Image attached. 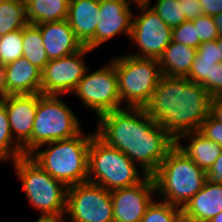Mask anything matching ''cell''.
Returning <instances> with one entry per match:
<instances>
[{
	"label": "cell",
	"mask_w": 222,
	"mask_h": 222,
	"mask_svg": "<svg viewBox=\"0 0 222 222\" xmlns=\"http://www.w3.org/2000/svg\"><path fill=\"white\" fill-rule=\"evenodd\" d=\"M41 73L23 56L5 65L4 84L8 94L41 93Z\"/></svg>",
	"instance_id": "18"
},
{
	"label": "cell",
	"mask_w": 222,
	"mask_h": 222,
	"mask_svg": "<svg viewBox=\"0 0 222 222\" xmlns=\"http://www.w3.org/2000/svg\"><path fill=\"white\" fill-rule=\"evenodd\" d=\"M217 95H222V62L212 72V97Z\"/></svg>",
	"instance_id": "36"
},
{
	"label": "cell",
	"mask_w": 222,
	"mask_h": 222,
	"mask_svg": "<svg viewBox=\"0 0 222 222\" xmlns=\"http://www.w3.org/2000/svg\"><path fill=\"white\" fill-rule=\"evenodd\" d=\"M27 24L25 0L0 1V37Z\"/></svg>",
	"instance_id": "24"
},
{
	"label": "cell",
	"mask_w": 222,
	"mask_h": 222,
	"mask_svg": "<svg viewBox=\"0 0 222 222\" xmlns=\"http://www.w3.org/2000/svg\"><path fill=\"white\" fill-rule=\"evenodd\" d=\"M35 222H63V217L58 216H39Z\"/></svg>",
	"instance_id": "39"
},
{
	"label": "cell",
	"mask_w": 222,
	"mask_h": 222,
	"mask_svg": "<svg viewBox=\"0 0 222 222\" xmlns=\"http://www.w3.org/2000/svg\"><path fill=\"white\" fill-rule=\"evenodd\" d=\"M96 135L152 175L175 145V139L142 107H125L98 117Z\"/></svg>",
	"instance_id": "1"
},
{
	"label": "cell",
	"mask_w": 222,
	"mask_h": 222,
	"mask_svg": "<svg viewBox=\"0 0 222 222\" xmlns=\"http://www.w3.org/2000/svg\"><path fill=\"white\" fill-rule=\"evenodd\" d=\"M197 55V48L171 41L158 59L162 75L187 77Z\"/></svg>",
	"instance_id": "21"
},
{
	"label": "cell",
	"mask_w": 222,
	"mask_h": 222,
	"mask_svg": "<svg viewBox=\"0 0 222 222\" xmlns=\"http://www.w3.org/2000/svg\"><path fill=\"white\" fill-rule=\"evenodd\" d=\"M208 222H222V212L218 213L216 216H214Z\"/></svg>",
	"instance_id": "42"
},
{
	"label": "cell",
	"mask_w": 222,
	"mask_h": 222,
	"mask_svg": "<svg viewBox=\"0 0 222 222\" xmlns=\"http://www.w3.org/2000/svg\"><path fill=\"white\" fill-rule=\"evenodd\" d=\"M131 4V0H100V21L95 36L85 46L94 51L119 33L129 38L134 15Z\"/></svg>",
	"instance_id": "13"
},
{
	"label": "cell",
	"mask_w": 222,
	"mask_h": 222,
	"mask_svg": "<svg viewBox=\"0 0 222 222\" xmlns=\"http://www.w3.org/2000/svg\"><path fill=\"white\" fill-rule=\"evenodd\" d=\"M9 96L5 84L4 78H0V103H2Z\"/></svg>",
	"instance_id": "41"
},
{
	"label": "cell",
	"mask_w": 222,
	"mask_h": 222,
	"mask_svg": "<svg viewBox=\"0 0 222 222\" xmlns=\"http://www.w3.org/2000/svg\"><path fill=\"white\" fill-rule=\"evenodd\" d=\"M218 63L208 60H195L186 78L190 81L202 85L208 90L212 97V72Z\"/></svg>",
	"instance_id": "29"
},
{
	"label": "cell",
	"mask_w": 222,
	"mask_h": 222,
	"mask_svg": "<svg viewBox=\"0 0 222 222\" xmlns=\"http://www.w3.org/2000/svg\"><path fill=\"white\" fill-rule=\"evenodd\" d=\"M195 60H208L214 63L222 62V51L220 46H217L216 41L202 43L197 48V55Z\"/></svg>",
	"instance_id": "33"
},
{
	"label": "cell",
	"mask_w": 222,
	"mask_h": 222,
	"mask_svg": "<svg viewBox=\"0 0 222 222\" xmlns=\"http://www.w3.org/2000/svg\"><path fill=\"white\" fill-rule=\"evenodd\" d=\"M222 212V183L206 180L203 188L182 208L183 221L208 222Z\"/></svg>",
	"instance_id": "17"
},
{
	"label": "cell",
	"mask_w": 222,
	"mask_h": 222,
	"mask_svg": "<svg viewBox=\"0 0 222 222\" xmlns=\"http://www.w3.org/2000/svg\"><path fill=\"white\" fill-rule=\"evenodd\" d=\"M172 41L192 48H198L201 45L192 20H186L181 25L172 29Z\"/></svg>",
	"instance_id": "30"
},
{
	"label": "cell",
	"mask_w": 222,
	"mask_h": 222,
	"mask_svg": "<svg viewBox=\"0 0 222 222\" xmlns=\"http://www.w3.org/2000/svg\"><path fill=\"white\" fill-rule=\"evenodd\" d=\"M156 196L183 208L204 186L206 171L198 167L176 144L152 174Z\"/></svg>",
	"instance_id": "4"
},
{
	"label": "cell",
	"mask_w": 222,
	"mask_h": 222,
	"mask_svg": "<svg viewBox=\"0 0 222 222\" xmlns=\"http://www.w3.org/2000/svg\"><path fill=\"white\" fill-rule=\"evenodd\" d=\"M21 182L26 199L40 216L64 217L68 187L53 178L29 155L11 162Z\"/></svg>",
	"instance_id": "5"
},
{
	"label": "cell",
	"mask_w": 222,
	"mask_h": 222,
	"mask_svg": "<svg viewBox=\"0 0 222 222\" xmlns=\"http://www.w3.org/2000/svg\"><path fill=\"white\" fill-rule=\"evenodd\" d=\"M23 57L41 71L49 62L40 28L35 24L28 23L23 27Z\"/></svg>",
	"instance_id": "23"
},
{
	"label": "cell",
	"mask_w": 222,
	"mask_h": 222,
	"mask_svg": "<svg viewBox=\"0 0 222 222\" xmlns=\"http://www.w3.org/2000/svg\"><path fill=\"white\" fill-rule=\"evenodd\" d=\"M215 41L217 46H220V50L222 51V36H219Z\"/></svg>",
	"instance_id": "45"
},
{
	"label": "cell",
	"mask_w": 222,
	"mask_h": 222,
	"mask_svg": "<svg viewBox=\"0 0 222 222\" xmlns=\"http://www.w3.org/2000/svg\"><path fill=\"white\" fill-rule=\"evenodd\" d=\"M150 8L172 29L186 21L178 0H157Z\"/></svg>",
	"instance_id": "28"
},
{
	"label": "cell",
	"mask_w": 222,
	"mask_h": 222,
	"mask_svg": "<svg viewBox=\"0 0 222 222\" xmlns=\"http://www.w3.org/2000/svg\"><path fill=\"white\" fill-rule=\"evenodd\" d=\"M211 95L202 85L186 77L162 75L146 113L175 140L182 134L199 131L210 113Z\"/></svg>",
	"instance_id": "2"
},
{
	"label": "cell",
	"mask_w": 222,
	"mask_h": 222,
	"mask_svg": "<svg viewBox=\"0 0 222 222\" xmlns=\"http://www.w3.org/2000/svg\"><path fill=\"white\" fill-rule=\"evenodd\" d=\"M158 201H152L141 222H183L182 208L161 199Z\"/></svg>",
	"instance_id": "26"
},
{
	"label": "cell",
	"mask_w": 222,
	"mask_h": 222,
	"mask_svg": "<svg viewBox=\"0 0 222 222\" xmlns=\"http://www.w3.org/2000/svg\"><path fill=\"white\" fill-rule=\"evenodd\" d=\"M93 134L53 141L44 150L37 148L29 156L53 178L67 187L88 180L89 146Z\"/></svg>",
	"instance_id": "3"
},
{
	"label": "cell",
	"mask_w": 222,
	"mask_h": 222,
	"mask_svg": "<svg viewBox=\"0 0 222 222\" xmlns=\"http://www.w3.org/2000/svg\"><path fill=\"white\" fill-rule=\"evenodd\" d=\"M206 178L207 181L211 183H222V153L216 159L210 169L206 172Z\"/></svg>",
	"instance_id": "35"
},
{
	"label": "cell",
	"mask_w": 222,
	"mask_h": 222,
	"mask_svg": "<svg viewBox=\"0 0 222 222\" xmlns=\"http://www.w3.org/2000/svg\"><path fill=\"white\" fill-rule=\"evenodd\" d=\"M37 26L40 28L49 61L78 52L83 47L66 19L45 22Z\"/></svg>",
	"instance_id": "16"
},
{
	"label": "cell",
	"mask_w": 222,
	"mask_h": 222,
	"mask_svg": "<svg viewBox=\"0 0 222 222\" xmlns=\"http://www.w3.org/2000/svg\"><path fill=\"white\" fill-rule=\"evenodd\" d=\"M23 56V28L0 37V62L7 65Z\"/></svg>",
	"instance_id": "27"
},
{
	"label": "cell",
	"mask_w": 222,
	"mask_h": 222,
	"mask_svg": "<svg viewBox=\"0 0 222 222\" xmlns=\"http://www.w3.org/2000/svg\"><path fill=\"white\" fill-rule=\"evenodd\" d=\"M91 51L88 47L83 46L78 52L50 60L41 73V94H72L89 69L84 63L83 57Z\"/></svg>",
	"instance_id": "12"
},
{
	"label": "cell",
	"mask_w": 222,
	"mask_h": 222,
	"mask_svg": "<svg viewBox=\"0 0 222 222\" xmlns=\"http://www.w3.org/2000/svg\"><path fill=\"white\" fill-rule=\"evenodd\" d=\"M135 6L142 14L133 15L130 39L136 44L140 53L138 50V53L131 52L130 55L158 60L172 41V28L147 3H136Z\"/></svg>",
	"instance_id": "11"
},
{
	"label": "cell",
	"mask_w": 222,
	"mask_h": 222,
	"mask_svg": "<svg viewBox=\"0 0 222 222\" xmlns=\"http://www.w3.org/2000/svg\"><path fill=\"white\" fill-rule=\"evenodd\" d=\"M118 76V92L126 107H142L149 102L162 76L159 61L127 54L113 57Z\"/></svg>",
	"instance_id": "7"
},
{
	"label": "cell",
	"mask_w": 222,
	"mask_h": 222,
	"mask_svg": "<svg viewBox=\"0 0 222 222\" xmlns=\"http://www.w3.org/2000/svg\"><path fill=\"white\" fill-rule=\"evenodd\" d=\"M70 0H25L26 19L29 24L67 19Z\"/></svg>",
	"instance_id": "22"
},
{
	"label": "cell",
	"mask_w": 222,
	"mask_h": 222,
	"mask_svg": "<svg viewBox=\"0 0 222 222\" xmlns=\"http://www.w3.org/2000/svg\"><path fill=\"white\" fill-rule=\"evenodd\" d=\"M200 43L214 41L219 37L214 19L209 15H201L192 20Z\"/></svg>",
	"instance_id": "31"
},
{
	"label": "cell",
	"mask_w": 222,
	"mask_h": 222,
	"mask_svg": "<svg viewBox=\"0 0 222 222\" xmlns=\"http://www.w3.org/2000/svg\"><path fill=\"white\" fill-rule=\"evenodd\" d=\"M41 93L9 95L3 103L7 110L10 131L22 147L23 155L31 154V135ZM15 134V135H14Z\"/></svg>",
	"instance_id": "15"
},
{
	"label": "cell",
	"mask_w": 222,
	"mask_h": 222,
	"mask_svg": "<svg viewBox=\"0 0 222 222\" xmlns=\"http://www.w3.org/2000/svg\"><path fill=\"white\" fill-rule=\"evenodd\" d=\"M22 147L14 140L10 131L5 104L0 103V162L22 157Z\"/></svg>",
	"instance_id": "25"
},
{
	"label": "cell",
	"mask_w": 222,
	"mask_h": 222,
	"mask_svg": "<svg viewBox=\"0 0 222 222\" xmlns=\"http://www.w3.org/2000/svg\"><path fill=\"white\" fill-rule=\"evenodd\" d=\"M114 222H141L156 195L155 182L148 175L139 184L110 191Z\"/></svg>",
	"instance_id": "14"
},
{
	"label": "cell",
	"mask_w": 222,
	"mask_h": 222,
	"mask_svg": "<svg viewBox=\"0 0 222 222\" xmlns=\"http://www.w3.org/2000/svg\"><path fill=\"white\" fill-rule=\"evenodd\" d=\"M138 165L117 148L108 146L96 134L89 146L88 182L108 191L132 187L148 175L140 173ZM142 174V175H140Z\"/></svg>",
	"instance_id": "6"
},
{
	"label": "cell",
	"mask_w": 222,
	"mask_h": 222,
	"mask_svg": "<svg viewBox=\"0 0 222 222\" xmlns=\"http://www.w3.org/2000/svg\"><path fill=\"white\" fill-rule=\"evenodd\" d=\"M72 93H75L86 108L93 110L97 118L104 113L123 108L118 92V76L110 60L108 65L91 73L87 70Z\"/></svg>",
	"instance_id": "9"
},
{
	"label": "cell",
	"mask_w": 222,
	"mask_h": 222,
	"mask_svg": "<svg viewBox=\"0 0 222 222\" xmlns=\"http://www.w3.org/2000/svg\"><path fill=\"white\" fill-rule=\"evenodd\" d=\"M209 114L217 121L222 122V95L211 97Z\"/></svg>",
	"instance_id": "38"
},
{
	"label": "cell",
	"mask_w": 222,
	"mask_h": 222,
	"mask_svg": "<svg viewBox=\"0 0 222 222\" xmlns=\"http://www.w3.org/2000/svg\"><path fill=\"white\" fill-rule=\"evenodd\" d=\"M100 0H70L67 21L75 37L85 46L94 36L100 21Z\"/></svg>",
	"instance_id": "19"
},
{
	"label": "cell",
	"mask_w": 222,
	"mask_h": 222,
	"mask_svg": "<svg viewBox=\"0 0 222 222\" xmlns=\"http://www.w3.org/2000/svg\"><path fill=\"white\" fill-rule=\"evenodd\" d=\"M68 220H66L65 216L63 217V222H67ZM68 222H73V221H68Z\"/></svg>",
	"instance_id": "46"
},
{
	"label": "cell",
	"mask_w": 222,
	"mask_h": 222,
	"mask_svg": "<svg viewBox=\"0 0 222 222\" xmlns=\"http://www.w3.org/2000/svg\"><path fill=\"white\" fill-rule=\"evenodd\" d=\"M133 3H134V5L136 4V3H147L149 6H150V0H131Z\"/></svg>",
	"instance_id": "44"
},
{
	"label": "cell",
	"mask_w": 222,
	"mask_h": 222,
	"mask_svg": "<svg viewBox=\"0 0 222 222\" xmlns=\"http://www.w3.org/2000/svg\"><path fill=\"white\" fill-rule=\"evenodd\" d=\"M199 132L222 147V122L217 121L210 114L202 122Z\"/></svg>",
	"instance_id": "32"
},
{
	"label": "cell",
	"mask_w": 222,
	"mask_h": 222,
	"mask_svg": "<svg viewBox=\"0 0 222 222\" xmlns=\"http://www.w3.org/2000/svg\"><path fill=\"white\" fill-rule=\"evenodd\" d=\"M219 36H222V12L212 16Z\"/></svg>",
	"instance_id": "40"
},
{
	"label": "cell",
	"mask_w": 222,
	"mask_h": 222,
	"mask_svg": "<svg viewBox=\"0 0 222 222\" xmlns=\"http://www.w3.org/2000/svg\"><path fill=\"white\" fill-rule=\"evenodd\" d=\"M181 3L186 20H193L204 14L199 0H178Z\"/></svg>",
	"instance_id": "34"
},
{
	"label": "cell",
	"mask_w": 222,
	"mask_h": 222,
	"mask_svg": "<svg viewBox=\"0 0 222 222\" xmlns=\"http://www.w3.org/2000/svg\"><path fill=\"white\" fill-rule=\"evenodd\" d=\"M79 118L59 95L38 98L31 135V153L46 143L68 139L82 131Z\"/></svg>",
	"instance_id": "8"
},
{
	"label": "cell",
	"mask_w": 222,
	"mask_h": 222,
	"mask_svg": "<svg viewBox=\"0 0 222 222\" xmlns=\"http://www.w3.org/2000/svg\"><path fill=\"white\" fill-rule=\"evenodd\" d=\"M183 139H186L185 141L188 142L190 141V144L183 145L181 142ZM175 144L190 159H192L198 167L206 172L222 153V147L218 143L207 139L199 131L188 132L180 135L175 140Z\"/></svg>",
	"instance_id": "20"
},
{
	"label": "cell",
	"mask_w": 222,
	"mask_h": 222,
	"mask_svg": "<svg viewBox=\"0 0 222 222\" xmlns=\"http://www.w3.org/2000/svg\"><path fill=\"white\" fill-rule=\"evenodd\" d=\"M5 65L0 62V78H4Z\"/></svg>",
	"instance_id": "43"
},
{
	"label": "cell",
	"mask_w": 222,
	"mask_h": 222,
	"mask_svg": "<svg viewBox=\"0 0 222 222\" xmlns=\"http://www.w3.org/2000/svg\"><path fill=\"white\" fill-rule=\"evenodd\" d=\"M205 15L213 16L222 12V0H199Z\"/></svg>",
	"instance_id": "37"
},
{
	"label": "cell",
	"mask_w": 222,
	"mask_h": 222,
	"mask_svg": "<svg viewBox=\"0 0 222 222\" xmlns=\"http://www.w3.org/2000/svg\"><path fill=\"white\" fill-rule=\"evenodd\" d=\"M64 215L73 222H114L110 191L88 181L68 187Z\"/></svg>",
	"instance_id": "10"
}]
</instances>
